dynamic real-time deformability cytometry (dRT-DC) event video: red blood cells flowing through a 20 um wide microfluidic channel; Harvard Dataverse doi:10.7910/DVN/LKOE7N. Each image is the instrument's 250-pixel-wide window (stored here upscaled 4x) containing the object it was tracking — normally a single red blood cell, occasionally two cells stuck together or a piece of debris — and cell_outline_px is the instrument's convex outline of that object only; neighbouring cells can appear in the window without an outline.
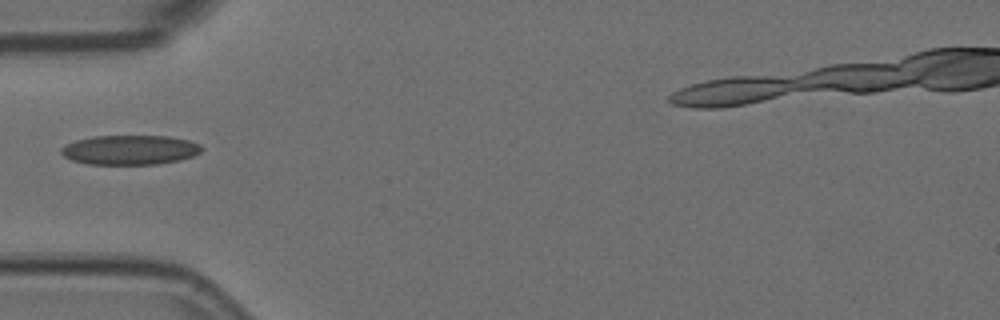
{"species": "Egyptian fruit bat (a non-hibernating species)", "species_latin": "Rousettus aegyptiacus", "temperature_condition": "room temperature", "stored_images_in_passage": 1, "camera_frame_rate_fps": 3000, "um_per_image_px": 0.085, "animal": {"sex": "female"}, "frame": {"image": 1, "passage_image": 1, "time_ms": 0.0, "image_size_px": [1000, 320], "cell_outline_px": [[204, 148], [200, 152], [192, 156], [180, 160], [160, 164], [88, 164], [72, 160], [64, 156], [60, 152], [60, 148], [76, 140], [92, 136], [168, 136], [188, 140], [200, 144]], "centroid_in_image_um": [11.06, 12.74], "position_along_channel_um": 73.9, "area_um2": 24.22}}